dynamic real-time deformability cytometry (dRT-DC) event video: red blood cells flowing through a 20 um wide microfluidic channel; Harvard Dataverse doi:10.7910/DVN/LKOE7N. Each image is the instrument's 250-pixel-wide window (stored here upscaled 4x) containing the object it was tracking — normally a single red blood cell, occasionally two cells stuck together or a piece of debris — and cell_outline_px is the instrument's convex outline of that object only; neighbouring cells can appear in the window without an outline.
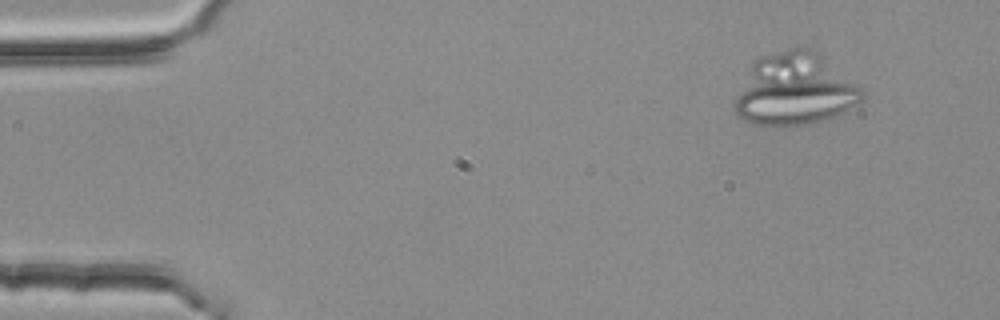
{"species": "common noctule bat (a hibernating species)", "species_latin": "Nyctalus noctula", "temperature_condition": "room temperature", "stored_images_in_passage": 4, "camera_frame_rate_fps": 3000, "um_per_image_px": 0.085, "animal": {"sex": "female", "body_mass_g": 25.1}, "frame": {"image": 1, "passage_image": 2, "time_ms": 0.333, "image_size_px": [1000, 320], "cell_outline_px": [[864, 100], [832, 116], [820, 120], [800, 124], [752, 124], [736, 116], [732, 108], [732, 104], [752, 64], [760, 56], [788, 48], [812, 44], [856, 84], [864, 92]], "centroid_in_image_um": [67.54, 7.53], "position_along_channel_um": 17.5, "area_um2": 53.41}}